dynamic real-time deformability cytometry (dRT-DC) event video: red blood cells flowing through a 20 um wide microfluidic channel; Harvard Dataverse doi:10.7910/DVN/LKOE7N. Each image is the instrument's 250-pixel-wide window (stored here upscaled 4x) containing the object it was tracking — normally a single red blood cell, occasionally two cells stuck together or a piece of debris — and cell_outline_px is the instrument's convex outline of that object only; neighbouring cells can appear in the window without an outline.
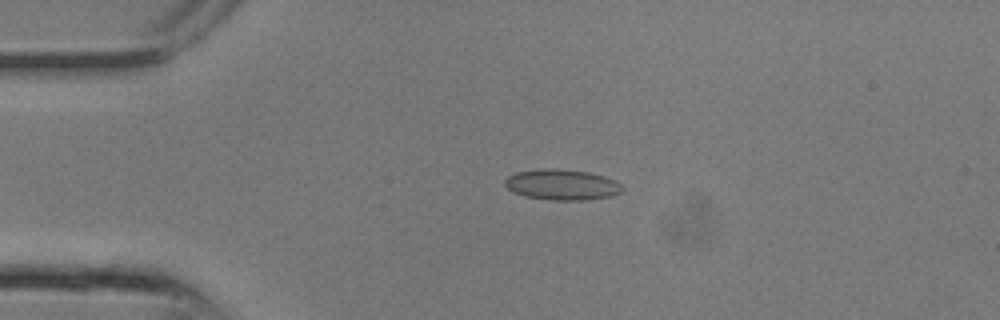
{"species": "common noctule bat (a hibernating species)", "species_latin": "Nyctalus noctula", "temperature_condition": "room temperature", "stored_images_in_passage": 11, "camera_frame_rate_fps": 3000, "um_per_image_px": 0.085, "animal": {"sex": "male", "body_mass_g": 13.3}, "frame": {"image": 1, "passage_image": 5, "time_ms": 1.333, "image_size_px": [1000, 320], "cell_outline_px": [[624, 188], [620, 192], [608, 196], [580, 200], [552, 200], [524, 196], [508, 188], [504, 184], [504, 180], [508, 176], [516, 172], [544, 168], [560, 168], [588, 172], [604, 176], [616, 180]], "centroid_in_image_um": [47.75, 15.68], "position_along_channel_um": 37.2, "area_um2": 20.87}}
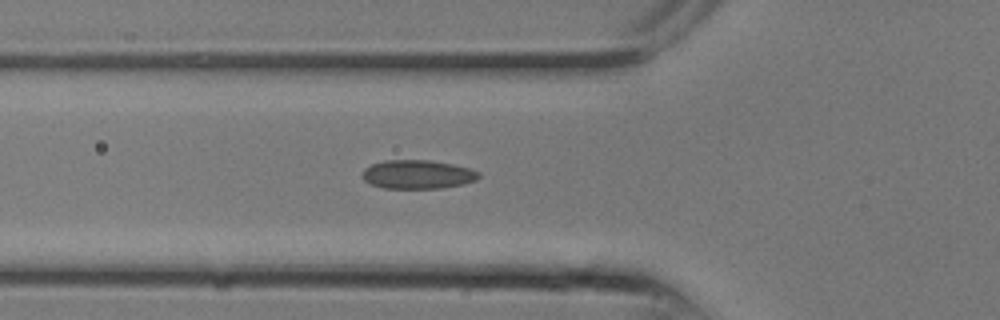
{"frame": {"image": 2, "passage_image": 8, "time_ms": 2.333, "image_size_px": [1000, 320], "cell_outline_px": [[480, 176], [476, 180], [464, 184], [440, 188], [384, 188], [372, 184], [364, 180], [360, 176], [364, 168], [372, 164], [384, 160], [428, 160], [452, 164], [468, 168], [480, 172]], "centroid_in_image_um": [35.48, 14.82], "position_along_channel_um": 90.3, "area_um2": 19.54}}
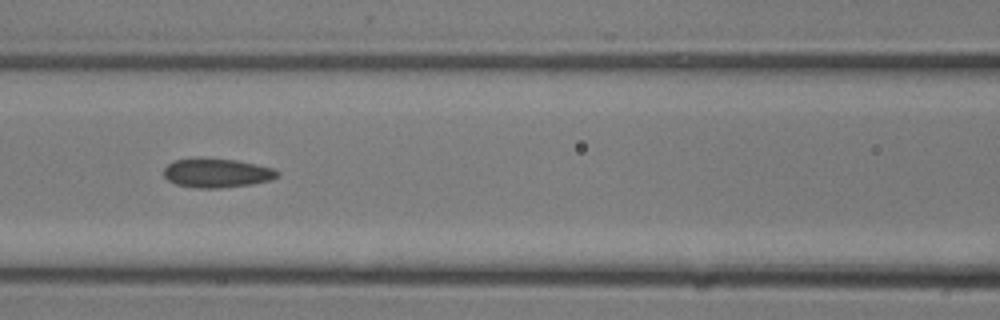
{"frame": {"image": 3, "passage_image": 10, "time_ms": 3.0, "image_size_px": [1000, 320], "cell_outline_px": [[280, 176], [272, 180], [252, 184], [220, 188], [200, 188], [176, 184], [168, 180], [164, 176], [164, 168], [172, 160], [192, 156], [204, 156], [236, 160], [256, 164], [272, 168], [280, 172]], "centroid_in_image_um": [18.41, 14.66], "position_along_channel_um": 148.2, "area_um2": 19.88}}